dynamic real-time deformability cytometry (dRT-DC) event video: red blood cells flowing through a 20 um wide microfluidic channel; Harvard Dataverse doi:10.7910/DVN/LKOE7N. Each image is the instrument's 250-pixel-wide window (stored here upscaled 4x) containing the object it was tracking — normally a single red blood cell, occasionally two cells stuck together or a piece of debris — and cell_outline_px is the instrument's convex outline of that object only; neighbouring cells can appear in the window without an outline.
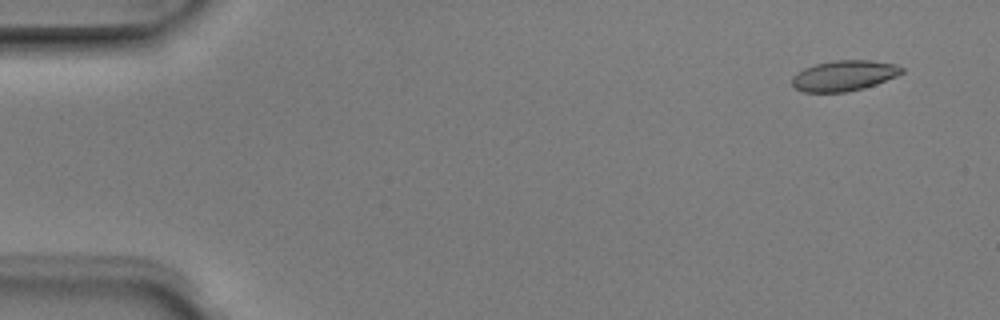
{"species": "Egyptian fruit bat (a non-hibernating species)", "species_latin": "Rousettus aegyptiacus", "temperature_condition": "room temperature", "stored_images_in_passage": 5, "camera_frame_rate_fps": 3000, "um_per_image_px": 0.085, "animal": {"sex": "male"}, "frame": {"image": 1, "passage_image": 2, "time_ms": 0.333, "image_size_px": [1000, 320], "cell_outline_px": [[904, 72], [896, 76], [876, 84], [864, 88], [848, 92], [804, 92], [796, 88], [792, 84], [792, 76], [804, 68], [816, 64], [836, 60], [872, 60], [896, 64], [904, 68]], "centroid_in_image_um": [71.76, 6.43], "position_along_channel_um": 13.2, "area_um2": 19.54}}
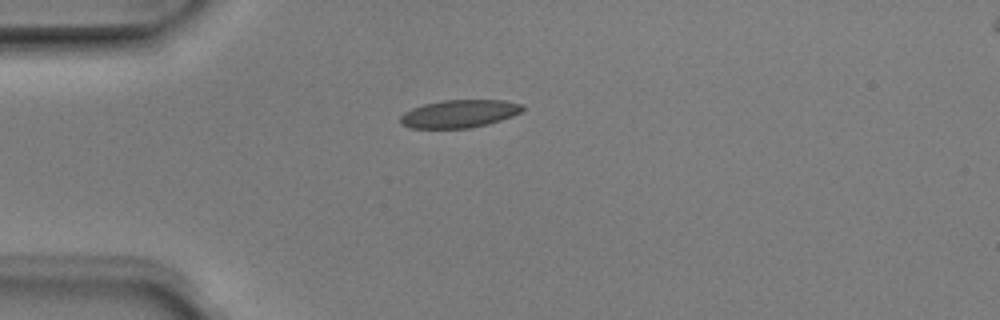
{"frame": {"image": 2, "passage_image": 5, "time_ms": 1.333, "image_size_px": [1000, 320], "cell_outline_px": [[524, 108], [520, 112], [512, 116], [488, 124], [468, 128], [412, 128], [400, 124], [400, 116], [404, 112], [412, 108], [424, 104], [444, 100], [504, 100], [524, 104]], "centroid_in_image_um": [39.04, 9.66], "position_along_channel_um": 46.0, "area_um2": 19.83}}